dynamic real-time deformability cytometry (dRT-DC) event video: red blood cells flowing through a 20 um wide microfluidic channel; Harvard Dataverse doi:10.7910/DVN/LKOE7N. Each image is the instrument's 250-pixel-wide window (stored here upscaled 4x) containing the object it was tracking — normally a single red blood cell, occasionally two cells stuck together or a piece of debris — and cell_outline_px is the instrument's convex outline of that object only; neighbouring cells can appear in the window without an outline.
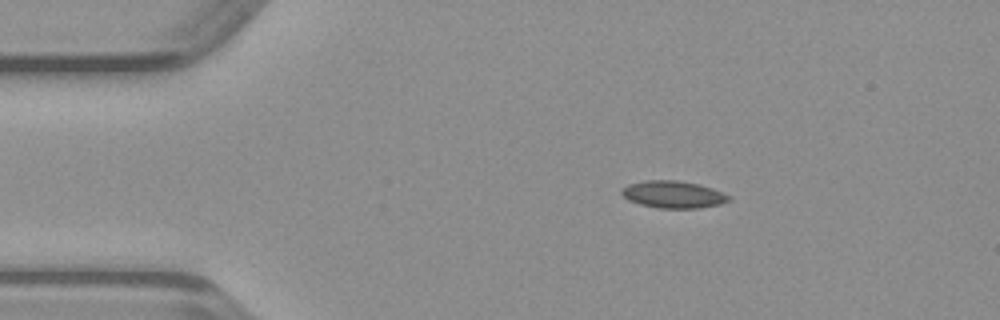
{"species": "common noctule bat (a hibernating species)", "species_latin": "Nyctalus noctula", "temperature_condition": "warm", "stored_images_in_passage": 41, "camera_frame_rate_fps": 3000, "um_per_image_px": 0.085, "animal": {"sex": "male", "body_mass_g": 23.1, "forearm_length_mm": 52.7}, "frame": {"image": 1, "passage_image": 1, "time_ms": 0.0, "image_size_px": [1000, 320], "cell_outline_px": [[732, 200], [720, 204], [700, 208], [660, 208], [640, 204], [628, 200], [620, 192], [628, 184], [644, 180], [676, 180], [700, 184], [712, 188], [732, 196]], "centroid_in_image_um": [57.27, 16.52], "position_along_channel_um": 27.7, "area_um2": 17.05}}
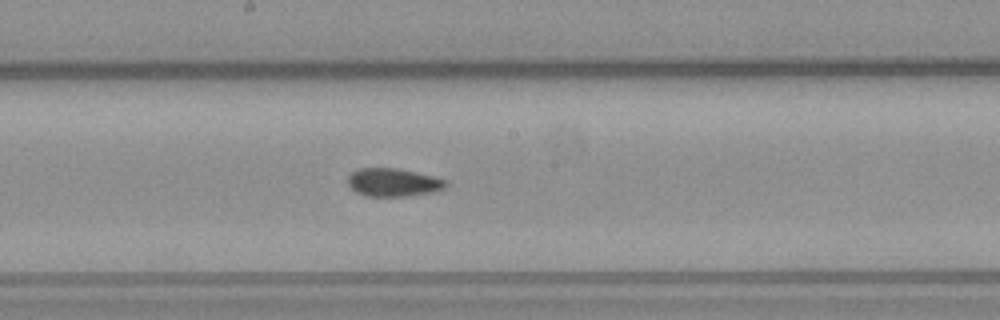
{"frame": {"image": 2, "passage_image": 18, "time_ms": 5.667, "image_size_px": [1000, 320], "cell_outline_px": [[448, 184], [444, 188], [432, 192], [404, 196], [364, 196], [356, 192], [348, 184], [348, 176], [356, 168], [396, 168], [416, 172], [448, 180]], "centroid_in_image_um": [33.41, 15.5], "position_along_channel_um": 214.8, "area_um2": 16.07}}
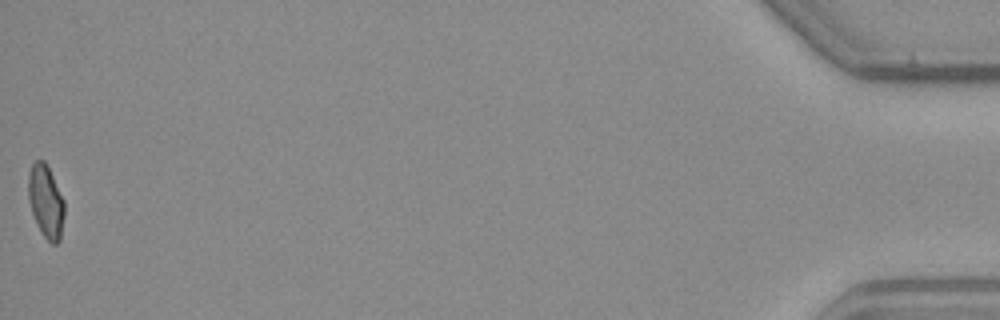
{"frame": {"image": 3, "passage_image": 41, "time_ms": 13.333, "image_size_px": [1000, 320], "cell_outline_px": [[64, 216], [60, 240], [56, 244], [52, 244], [44, 236], [32, 212], [28, 200], [28, 172], [32, 164], [36, 160], [44, 160], [64, 200]], "centroid_in_image_um": [3.89, 17.11], "position_along_channel_um": 431.3, "area_um2": 15.09}}